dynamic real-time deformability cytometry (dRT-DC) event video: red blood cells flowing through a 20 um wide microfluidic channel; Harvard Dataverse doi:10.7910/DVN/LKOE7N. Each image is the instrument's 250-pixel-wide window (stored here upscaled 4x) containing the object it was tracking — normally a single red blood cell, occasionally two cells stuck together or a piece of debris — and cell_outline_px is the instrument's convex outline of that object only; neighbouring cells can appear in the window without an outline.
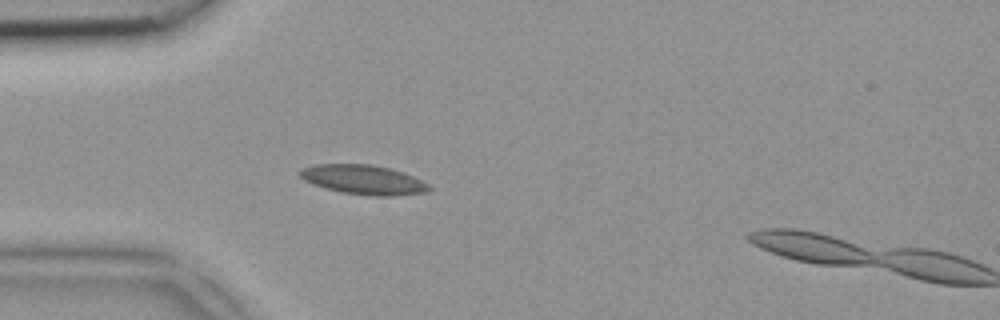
{"species": "common noctule bat (a hibernating species)", "species_latin": "Nyctalus noctula", "temperature_condition": "room temperature", "stored_images_in_passage": 2, "camera_frame_rate_fps": 3000, "um_per_image_px": 0.085, "animal": {"sex": "female", "body_mass_g": 18.4}, "frame": {"image": 1, "passage_image": 1, "time_ms": 0.0, "image_size_px": [1000, 320], "cell_outline_px": [[432, 188], [424, 192], [392, 196], [368, 196], [344, 192], [324, 188], [312, 184], [304, 180], [300, 176], [300, 168], [316, 164], [372, 164], [404, 172], [428, 184]], "centroid_in_image_um": [30.86, 15.27], "position_along_channel_um": 54.1, "area_um2": 22.08}}